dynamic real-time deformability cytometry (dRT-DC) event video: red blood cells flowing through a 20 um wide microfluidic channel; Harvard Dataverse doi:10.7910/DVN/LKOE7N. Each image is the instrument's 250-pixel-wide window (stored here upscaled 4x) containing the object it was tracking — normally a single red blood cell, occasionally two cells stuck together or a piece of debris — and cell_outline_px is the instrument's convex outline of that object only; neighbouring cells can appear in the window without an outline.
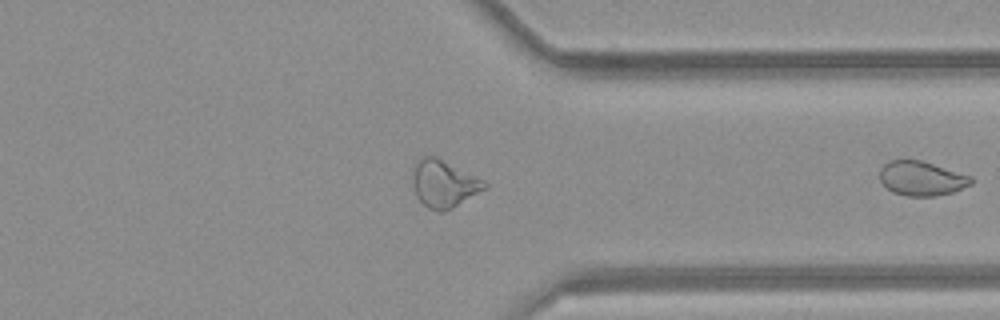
{"species": "common noctule bat (a hibernating species)", "species_latin": "Nyctalus noctula", "temperature_condition": "room temperature", "stored_images_in_passage": 20, "camera_frame_rate_fps": 3000, "um_per_image_px": 0.085, "animal": {"sex": "female", "body_mass_g": 21.9}, "frame": {"image": 1, "passage_image": 20, "time_ms": 6.333, "image_size_px": [1000, 320], "cell_outline_px": [[976, 180], [972, 184], [952, 192], [936, 196], [904, 196], [892, 192], [880, 180], [880, 168], [888, 160], [920, 160], [972, 176]], "centroid_in_image_um": [78.35, 15.17], "position_along_channel_um": 333.1, "area_um2": 18.38}}